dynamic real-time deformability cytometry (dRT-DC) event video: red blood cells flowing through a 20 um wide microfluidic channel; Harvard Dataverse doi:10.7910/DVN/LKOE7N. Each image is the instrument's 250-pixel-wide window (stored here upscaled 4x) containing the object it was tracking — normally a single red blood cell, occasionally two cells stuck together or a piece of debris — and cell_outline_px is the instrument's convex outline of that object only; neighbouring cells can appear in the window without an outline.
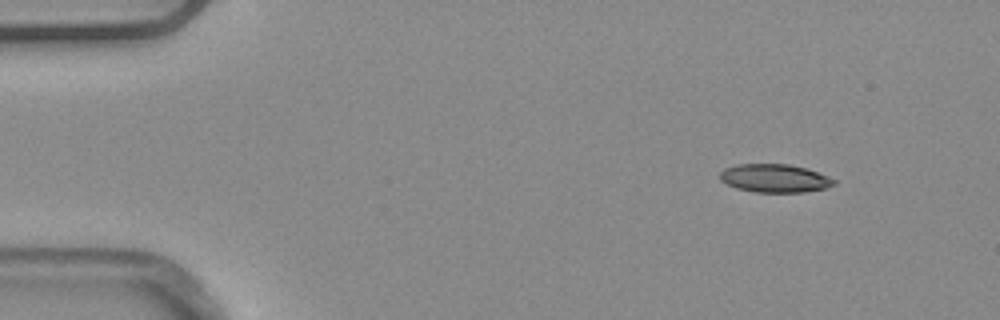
{"species": "common noctule bat (a hibernating species)", "species_latin": "Nyctalus noctula", "temperature_condition": "warm", "stored_images_in_passage": 6, "camera_frame_rate_fps": 3000, "um_per_image_px": 0.085, "animal": {"sex": "male", "body_mass_g": 20.4}, "frame": {"image": 1, "passage_image": 6, "time_ms": 1.667, "image_size_px": [1000, 320], "cell_outline_px": [[836, 184], [828, 188], [804, 192], [756, 192], [736, 188], [720, 180], [720, 172], [724, 168], [736, 164], [788, 164], [804, 168], [828, 176], [836, 180]], "centroid_in_image_um": [65.85, 15.15], "position_along_channel_um": 19.1, "area_um2": 18.79}}